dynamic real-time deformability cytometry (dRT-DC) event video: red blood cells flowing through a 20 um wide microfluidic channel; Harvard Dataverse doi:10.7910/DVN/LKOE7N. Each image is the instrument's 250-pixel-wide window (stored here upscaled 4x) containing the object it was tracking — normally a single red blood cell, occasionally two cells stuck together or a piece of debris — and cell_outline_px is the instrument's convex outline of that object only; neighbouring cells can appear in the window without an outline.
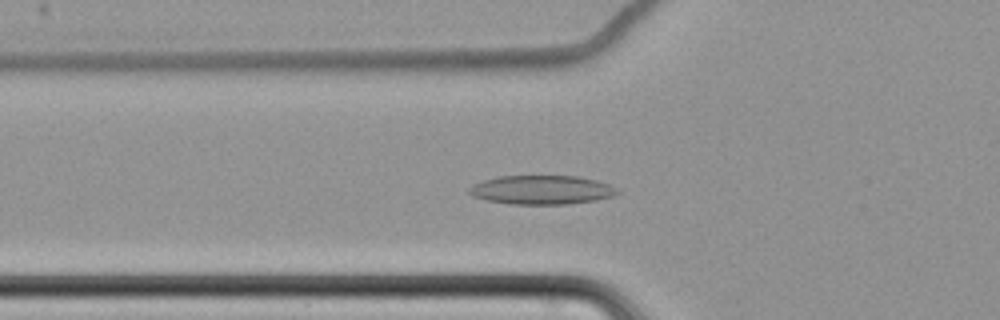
{"species": "common noctule bat (a hibernating species)", "species_latin": "Nyctalus noctula", "temperature_condition": "cold", "stored_images_in_passage": 64, "camera_frame_rate_fps": 3000, "um_per_image_px": 0.085, "animal": {"sex": "female", "body_mass_g": 22.7, "forearm_length_mm": 54.2}, "frame": {"image": 1, "passage_image": 26, "time_ms": 8.333, "image_size_px": [1000, 320], "cell_outline_px": [[620, 192], [612, 196], [596, 200], [568, 204], [508, 204], [488, 200], [472, 196], [468, 192], [468, 188], [472, 184], [484, 180], [500, 176], [576, 176], [596, 180], [608, 184], [616, 188]], "centroid_in_image_um": [46.02, 16.14], "position_along_channel_um": 79.8, "area_um2": 24.97}}
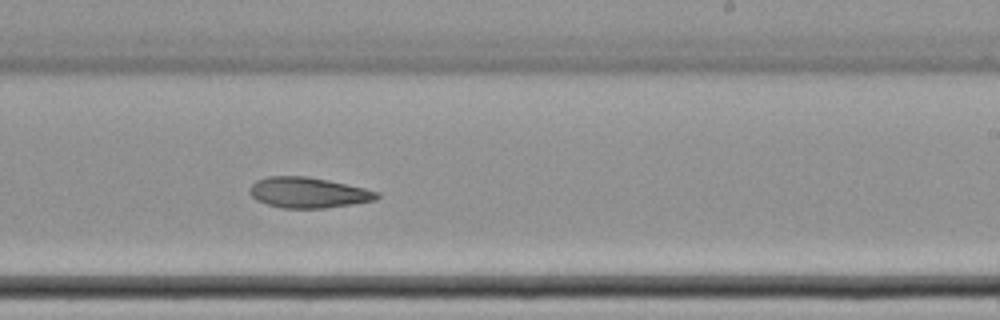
{"frame": {"image": 2, "passage_image": 42, "time_ms": 13.667, "image_size_px": [1000, 320], "cell_outline_px": [[380, 196], [376, 200], [352, 204], [324, 208], [284, 208], [268, 204], [256, 200], [248, 192], [248, 188], [256, 180], [268, 176], [308, 176], [328, 180], [364, 188], [380, 192]], "centroid_in_image_um": [26.19, 16.36], "position_along_channel_um": 262.8, "area_um2": 22.72}}
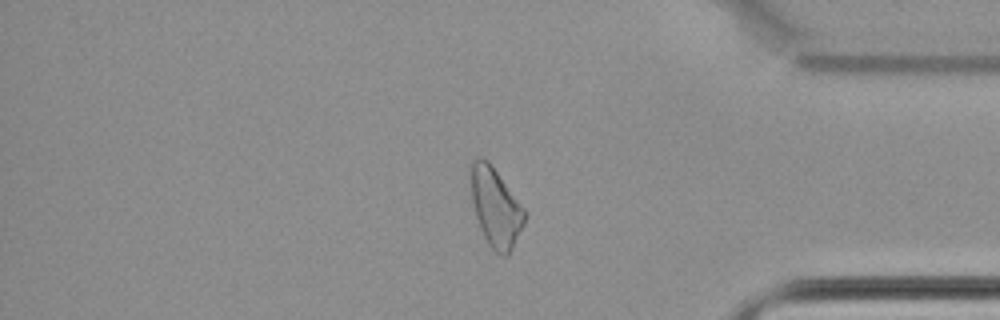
{"frame": {"image": 3, "passage_image": 55, "time_ms": 18.0, "image_size_px": [1000, 320], "cell_outline_px": [[528, 212], [524, 224], [508, 256], [504, 256], [496, 252], [488, 244], [480, 228], [476, 216], [472, 200], [468, 172], [468, 168], [472, 160], [476, 156], [480, 156], [488, 160]], "centroid_in_image_um": [42.11, 17.56], "position_along_channel_um": 393.1, "area_um2": 25.2}, "authors_computed_cell_mechanics": {"area_um2": 25.3742, "velocity_mm_per_s": 3.452, "shape_relaxation_time_tau1_ms": null, "shape_relaxation_time_tau2_ms": 9.8442, "deformation_change_tau1": null, "deformation_change_tau2": 0.1547}}